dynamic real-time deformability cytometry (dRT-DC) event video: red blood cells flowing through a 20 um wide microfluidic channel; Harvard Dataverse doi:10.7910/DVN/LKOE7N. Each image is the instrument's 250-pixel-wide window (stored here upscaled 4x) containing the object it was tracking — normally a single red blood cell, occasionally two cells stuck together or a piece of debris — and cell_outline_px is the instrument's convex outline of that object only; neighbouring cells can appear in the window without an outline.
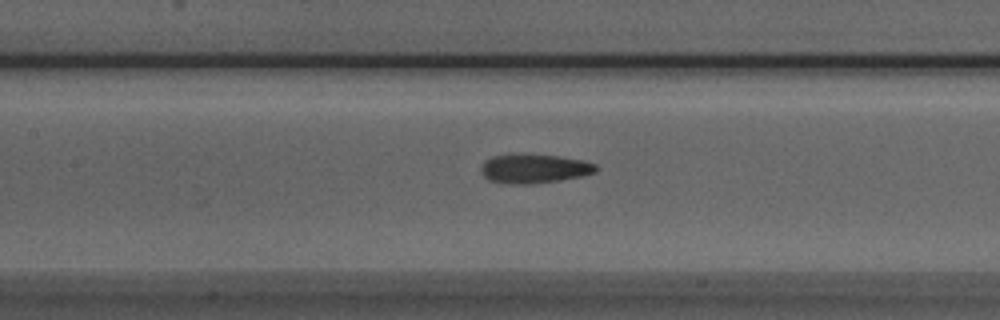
{"species": "Egyptian fruit bat (a non-hibernating species)", "species_latin": "Rousettus aegyptiacus", "temperature_condition": "room temperature", "stored_images_in_passage": 42, "camera_frame_rate_fps": 3000, "um_per_image_px": 0.085, "animal": {"sex": "male"}, "frame": {"image": 1, "passage_image": 23, "time_ms": 7.333, "image_size_px": [1000, 320], "cell_outline_px": [[600, 168], [596, 172], [580, 176], [560, 180], [528, 184], [512, 184], [488, 180], [484, 176], [480, 168], [484, 160], [492, 156], [508, 152], [524, 152], [560, 156], [584, 160], [596, 164]], "centroid_in_image_um": [45.38, 14.28], "position_along_channel_um": 162.0, "area_um2": 20.23}}
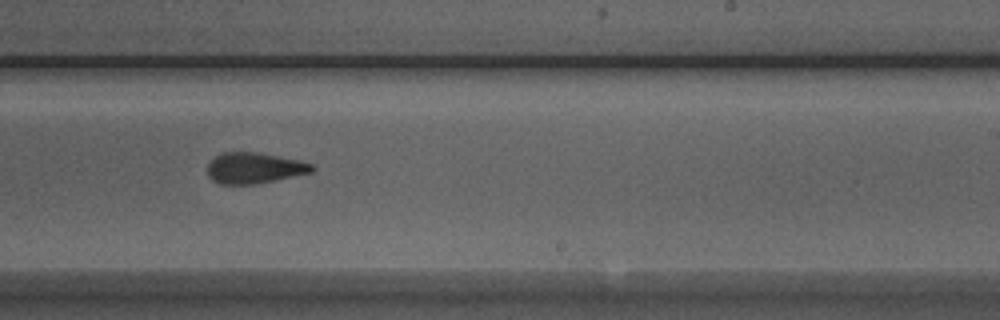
{"frame": {"image": 2, "passage_image": 31, "time_ms": 10.0, "image_size_px": [1000, 320], "cell_outline_px": [[316, 168], [312, 172], [276, 180], [256, 184], [220, 184], [212, 180], [208, 176], [208, 164], [220, 152], [256, 152], [300, 160], [312, 164]], "centroid_in_image_um": [21.62, 14.28], "position_along_channel_um": 267.4, "area_um2": 18.84}}
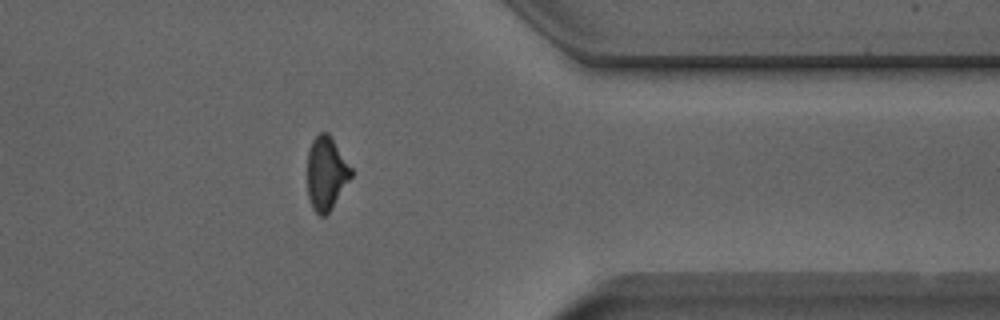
{"frame": {"image": 3, "passage_image": 41, "time_ms": 13.333, "image_size_px": [1000, 320], "cell_outline_px": [[352, 176], [328, 212], [324, 216], [320, 216], [312, 208], [308, 196], [308, 152], [312, 140], [320, 132], [328, 132], [352, 168]], "centroid_in_image_um": [27.72, 14.71], "position_along_channel_um": 383.7, "area_um2": 18.44}}